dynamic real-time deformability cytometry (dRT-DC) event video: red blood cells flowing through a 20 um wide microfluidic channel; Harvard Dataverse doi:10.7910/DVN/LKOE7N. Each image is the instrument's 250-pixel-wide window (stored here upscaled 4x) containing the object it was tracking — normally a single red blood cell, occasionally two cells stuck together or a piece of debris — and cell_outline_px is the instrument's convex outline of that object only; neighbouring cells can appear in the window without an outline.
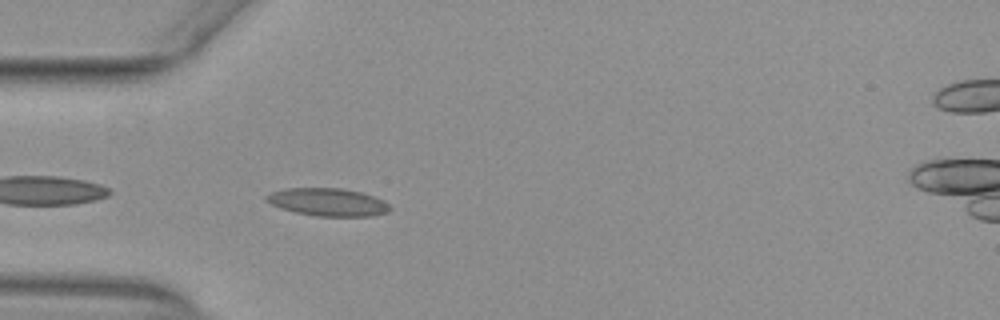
{"species": "common noctule bat (a hibernating species)", "species_latin": "Nyctalus noctula", "temperature_condition": "warm", "stored_images_in_passage": 33, "camera_frame_rate_fps": 3000, "um_per_image_px": 0.085, "animal": {"sex": "female", "body_mass_g": 29.2, "forearm_length_mm": 56.3}, "frame": {"image": 1, "passage_image": 2, "time_ms": 0.333, "image_size_px": [1000, 320], "cell_outline_px": [[392, 208], [388, 212], [372, 216], [316, 216], [296, 212], [280, 208], [264, 200], [264, 196], [272, 192], [284, 188], [340, 188], [360, 192], [384, 200]], "centroid_in_image_um": [27.86, 17.18], "position_along_channel_um": 57.1, "area_um2": 20.0}}
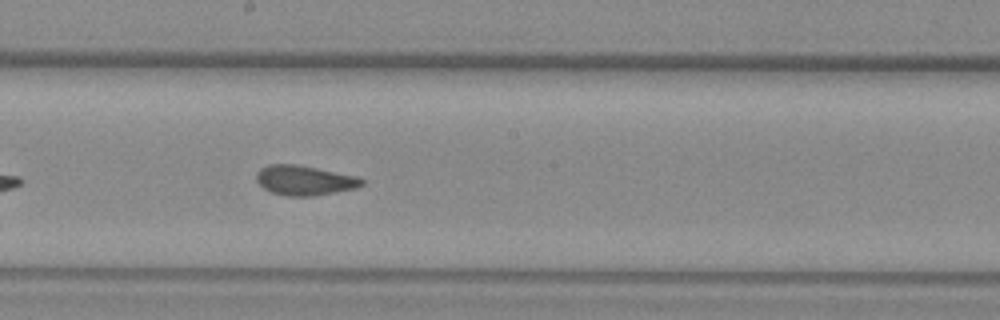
{"frame": {"image": 2, "passage_image": 15, "time_ms": 4.667, "image_size_px": [1000, 320], "cell_outline_px": [[364, 184], [356, 188], [316, 196], [288, 196], [272, 192], [264, 188], [256, 180], [256, 172], [260, 168], [268, 164], [296, 164], [360, 176], [364, 180]], "centroid_in_image_um": [25.91, 15.32], "position_along_channel_um": 222.3, "area_um2": 18.5}}
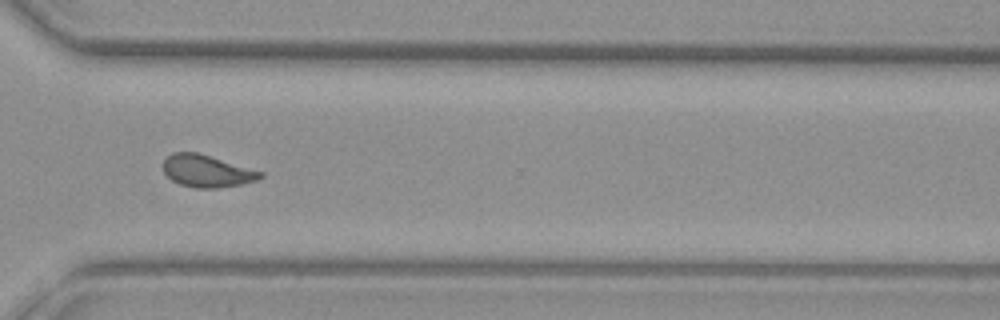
{"frame": {"image": 3, "passage_image": 25, "time_ms": 8.0, "image_size_px": [1000, 320], "cell_outline_px": [[264, 176], [256, 180], [240, 184], [216, 188], [196, 188], [180, 184], [172, 180], [164, 172], [160, 164], [172, 152], [196, 152], [264, 172]], "centroid_in_image_um": [17.55, 14.53], "position_along_channel_um": 353.1, "area_um2": 18.15}, "authors_computed_cell_mechanics": {"area_um2": 18.4382, "velocity_mm_per_s": 3.9219, "shape_relaxation_time_tau1_ms": null, "shape_relaxation_time_tau2_ms": 1.3148, "deformation_change_tau1": null, "deformation_change_tau2": 0.0684}}